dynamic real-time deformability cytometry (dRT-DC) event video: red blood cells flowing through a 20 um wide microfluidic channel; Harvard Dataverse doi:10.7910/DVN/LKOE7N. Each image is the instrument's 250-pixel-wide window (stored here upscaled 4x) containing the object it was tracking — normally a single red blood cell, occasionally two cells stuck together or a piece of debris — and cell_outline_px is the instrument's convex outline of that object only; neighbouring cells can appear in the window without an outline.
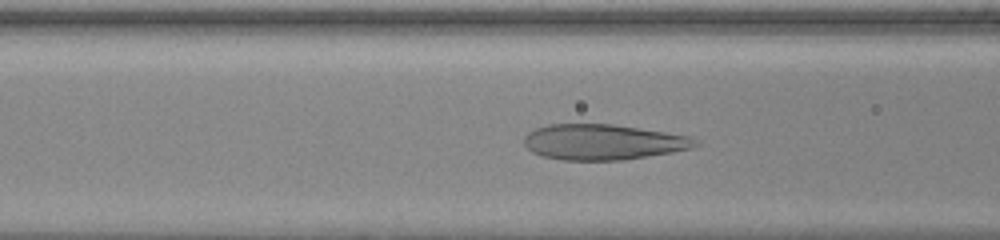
{"species": "human", "species_latin": "Homo sapiens", "temperature_condition": "warm", "stored_images_in_passage": 47, "camera_frame_rate_fps": 3000, "um_per_image_px": 0.085, "donor": {"sex": "female"}, "frame": {"image": 1, "passage_image": 16, "time_ms": 5.0, "image_size_px": [1000, 240], "cell_outline_px": [[700, 144], [692, 148], [672, 152], [624, 160], [560, 160], [540, 156], [532, 152], [524, 144], [524, 136], [528, 132], [536, 128], [548, 124], [612, 124], [664, 132], [688, 136], [696, 140]], "centroid_in_image_um": [51.21, 12.08], "position_along_channel_um": 115.4, "area_um2": 35.43}}
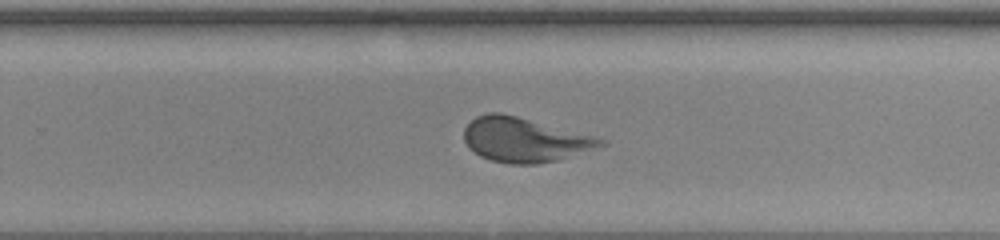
{"frame": {"image": 2, "passage_image": 29, "time_ms": 9.333, "image_size_px": [1000, 240], "cell_outline_px": [[608, 144], [556, 160], [536, 164], [512, 164], [492, 160], [480, 156], [468, 148], [464, 140], [464, 128], [476, 116], [488, 112], [500, 112], [596, 136], [608, 140]], "centroid_in_image_um": [44.57, 11.87], "position_along_channel_um": 285.2, "area_um2": 35.26}}
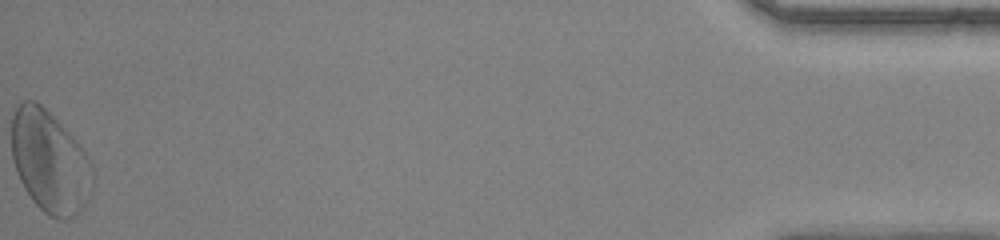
{"frame": {"image": 3, "passage_image": 47, "time_ms": 15.333, "image_size_px": [1000, 240], "cell_outline_px": [[92, 192], [84, 208], [76, 216], [68, 220], [56, 220], [48, 216], [32, 200], [24, 188], [16, 172], [12, 160], [12, 116], [16, 108], [24, 100], [36, 100], [76, 140], [92, 164]], "centroid_in_image_um": [4.24, 13.81], "position_along_channel_um": 431.0, "area_um2": 48.38}, "authors_computed_cell_mechanics": {"area_um2": 35.4314, "velocity_mm_per_s": 3.9262, "shape_relaxation_time_tau1_ms": 4.9646, "shape_relaxation_time_tau2_ms": null, "deformation_change_tau1": 0.2283, "deformation_change_tau2": null}}